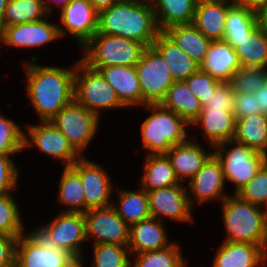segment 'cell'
Listing matches in <instances>:
<instances>
[{"instance_id":"cell-30","label":"cell","mask_w":267,"mask_h":267,"mask_svg":"<svg viewBox=\"0 0 267 267\" xmlns=\"http://www.w3.org/2000/svg\"><path fill=\"white\" fill-rule=\"evenodd\" d=\"M164 32L198 65L203 62L211 40L206 38L193 23L174 25Z\"/></svg>"},{"instance_id":"cell-16","label":"cell","mask_w":267,"mask_h":267,"mask_svg":"<svg viewBox=\"0 0 267 267\" xmlns=\"http://www.w3.org/2000/svg\"><path fill=\"white\" fill-rule=\"evenodd\" d=\"M60 14V37L68 33L81 48L97 33L99 13L88 0H71Z\"/></svg>"},{"instance_id":"cell-36","label":"cell","mask_w":267,"mask_h":267,"mask_svg":"<svg viewBox=\"0 0 267 267\" xmlns=\"http://www.w3.org/2000/svg\"><path fill=\"white\" fill-rule=\"evenodd\" d=\"M48 18L43 0H9L2 17V27L31 23Z\"/></svg>"},{"instance_id":"cell-29","label":"cell","mask_w":267,"mask_h":267,"mask_svg":"<svg viewBox=\"0 0 267 267\" xmlns=\"http://www.w3.org/2000/svg\"><path fill=\"white\" fill-rule=\"evenodd\" d=\"M233 140L265 155L267 153V115L237 118Z\"/></svg>"},{"instance_id":"cell-41","label":"cell","mask_w":267,"mask_h":267,"mask_svg":"<svg viewBox=\"0 0 267 267\" xmlns=\"http://www.w3.org/2000/svg\"><path fill=\"white\" fill-rule=\"evenodd\" d=\"M265 69L262 67H241L229 83L235 92L255 93L264 84Z\"/></svg>"},{"instance_id":"cell-6","label":"cell","mask_w":267,"mask_h":267,"mask_svg":"<svg viewBox=\"0 0 267 267\" xmlns=\"http://www.w3.org/2000/svg\"><path fill=\"white\" fill-rule=\"evenodd\" d=\"M76 62L74 100L100 118V110L126 108L102 74L81 59Z\"/></svg>"},{"instance_id":"cell-8","label":"cell","mask_w":267,"mask_h":267,"mask_svg":"<svg viewBox=\"0 0 267 267\" xmlns=\"http://www.w3.org/2000/svg\"><path fill=\"white\" fill-rule=\"evenodd\" d=\"M33 231L47 244L69 252L79 263L83 262L81 243L87 241L84 214L61 212L50 224L37 226Z\"/></svg>"},{"instance_id":"cell-37","label":"cell","mask_w":267,"mask_h":267,"mask_svg":"<svg viewBox=\"0 0 267 267\" xmlns=\"http://www.w3.org/2000/svg\"><path fill=\"white\" fill-rule=\"evenodd\" d=\"M179 245L172 243L170 246L135 254L131 267H185L186 262L181 255Z\"/></svg>"},{"instance_id":"cell-4","label":"cell","mask_w":267,"mask_h":267,"mask_svg":"<svg viewBox=\"0 0 267 267\" xmlns=\"http://www.w3.org/2000/svg\"><path fill=\"white\" fill-rule=\"evenodd\" d=\"M153 111L141 125V138L147 155L166 154L169 149L188 138L187 124L175 112L158 104H146L145 108Z\"/></svg>"},{"instance_id":"cell-38","label":"cell","mask_w":267,"mask_h":267,"mask_svg":"<svg viewBox=\"0 0 267 267\" xmlns=\"http://www.w3.org/2000/svg\"><path fill=\"white\" fill-rule=\"evenodd\" d=\"M128 245L94 244L91 267H131Z\"/></svg>"},{"instance_id":"cell-34","label":"cell","mask_w":267,"mask_h":267,"mask_svg":"<svg viewBox=\"0 0 267 267\" xmlns=\"http://www.w3.org/2000/svg\"><path fill=\"white\" fill-rule=\"evenodd\" d=\"M58 193L60 204L67 206V209L63 210V212L82 214L86 212L83 184L79 174L71 166H65L63 169Z\"/></svg>"},{"instance_id":"cell-48","label":"cell","mask_w":267,"mask_h":267,"mask_svg":"<svg viewBox=\"0 0 267 267\" xmlns=\"http://www.w3.org/2000/svg\"><path fill=\"white\" fill-rule=\"evenodd\" d=\"M258 109L260 114L267 115V89L263 85L256 92Z\"/></svg>"},{"instance_id":"cell-1","label":"cell","mask_w":267,"mask_h":267,"mask_svg":"<svg viewBox=\"0 0 267 267\" xmlns=\"http://www.w3.org/2000/svg\"><path fill=\"white\" fill-rule=\"evenodd\" d=\"M36 56L25 63L27 98L39 116V121H50L63 107L74 100L75 68L42 66ZM74 68V69H73Z\"/></svg>"},{"instance_id":"cell-26","label":"cell","mask_w":267,"mask_h":267,"mask_svg":"<svg viewBox=\"0 0 267 267\" xmlns=\"http://www.w3.org/2000/svg\"><path fill=\"white\" fill-rule=\"evenodd\" d=\"M151 46L167 64L174 81H185L200 69V65L190 58L164 31L158 33Z\"/></svg>"},{"instance_id":"cell-35","label":"cell","mask_w":267,"mask_h":267,"mask_svg":"<svg viewBox=\"0 0 267 267\" xmlns=\"http://www.w3.org/2000/svg\"><path fill=\"white\" fill-rule=\"evenodd\" d=\"M119 192L118 204L113 203V207L129 226L151 217L145 189L141 188L138 192L132 190H120Z\"/></svg>"},{"instance_id":"cell-2","label":"cell","mask_w":267,"mask_h":267,"mask_svg":"<svg viewBox=\"0 0 267 267\" xmlns=\"http://www.w3.org/2000/svg\"><path fill=\"white\" fill-rule=\"evenodd\" d=\"M159 32L149 0H120L99 12L97 33L124 37L150 47Z\"/></svg>"},{"instance_id":"cell-19","label":"cell","mask_w":267,"mask_h":267,"mask_svg":"<svg viewBox=\"0 0 267 267\" xmlns=\"http://www.w3.org/2000/svg\"><path fill=\"white\" fill-rule=\"evenodd\" d=\"M234 0H198L192 23L211 41L223 40L228 9Z\"/></svg>"},{"instance_id":"cell-43","label":"cell","mask_w":267,"mask_h":267,"mask_svg":"<svg viewBox=\"0 0 267 267\" xmlns=\"http://www.w3.org/2000/svg\"><path fill=\"white\" fill-rule=\"evenodd\" d=\"M185 83L192 93L200 100L201 105L204 106L208 102L212 93H215L216 87L221 82L199 69L197 72L190 75L185 80Z\"/></svg>"},{"instance_id":"cell-21","label":"cell","mask_w":267,"mask_h":267,"mask_svg":"<svg viewBox=\"0 0 267 267\" xmlns=\"http://www.w3.org/2000/svg\"><path fill=\"white\" fill-rule=\"evenodd\" d=\"M213 154L204 150L196 140L187 139L184 143L172 146L166 153L180 183L190 180Z\"/></svg>"},{"instance_id":"cell-9","label":"cell","mask_w":267,"mask_h":267,"mask_svg":"<svg viewBox=\"0 0 267 267\" xmlns=\"http://www.w3.org/2000/svg\"><path fill=\"white\" fill-rule=\"evenodd\" d=\"M69 253L43 241L33 230L18 237L14 267H77Z\"/></svg>"},{"instance_id":"cell-52","label":"cell","mask_w":267,"mask_h":267,"mask_svg":"<svg viewBox=\"0 0 267 267\" xmlns=\"http://www.w3.org/2000/svg\"><path fill=\"white\" fill-rule=\"evenodd\" d=\"M70 1L71 0H43V5L48 15H50L53 8L50 4L56 3L57 6L59 5L61 7L60 10H62Z\"/></svg>"},{"instance_id":"cell-3","label":"cell","mask_w":267,"mask_h":267,"mask_svg":"<svg viewBox=\"0 0 267 267\" xmlns=\"http://www.w3.org/2000/svg\"><path fill=\"white\" fill-rule=\"evenodd\" d=\"M221 204L227 233L224 241L254 243L267 251V226L263 209L236 194L229 195Z\"/></svg>"},{"instance_id":"cell-54","label":"cell","mask_w":267,"mask_h":267,"mask_svg":"<svg viewBox=\"0 0 267 267\" xmlns=\"http://www.w3.org/2000/svg\"><path fill=\"white\" fill-rule=\"evenodd\" d=\"M265 207V209L263 210V214H264V219H265V223H266V226H267V202L265 203V205L263 206Z\"/></svg>"},{"instance_id":"cell-13","label":"cell","mask_w":267,"mask_h":267,"mask_svg":"<svg viewBox=\"0 0 267 267\" xmlns=\"http://www.w3.org/2000/svg\"><path fill=\"white\" fill-rule=\"evenodd\" d=\"M39 124L27 125V134L24 133V148L33 144L46 155L60 162L63 161L65 166H71L82 157L51 121H40Z\"/></svg>"},{"instance_id":"cell-32","label":"cell","mask_w":267,"mask_h":267,"mask_svg":"<svg viewBox=\"0 0 267 267\" xmlns=\"http://www.w3.org/2000/svg\"><path fill=\"white\" fill-rule=\"evenodd\" d=\"M225 22L223 40L233 48L257 27L255 10L237 3L228 9Z\"/></svg>"},{"instance_id":"cell-24","label":"cell","mask_w":267,"mask_h":267,"mask_svg":"<svg viewBox=\"0 0 267 267\" xmlns=\"http://www.w3.org/2000/svg\"><path fill=\"white\" fill-rule=\"evenodd\" d=\"M236 116L233 111L225 109H202L199 117L191 126L202 127L203 136L209 142L210 147L232 141L236 129Z\"/></svg>"},{"instance_id":"cell-39","label":"cell","mask_w":267,"mask_h":267,"mask_svg":"<svg viewBox=\"0 0 267 267\" xmlns=\"http://www.w3.org/2000/svg\"><path fill=\"white\" fill-rule=\"evenodd\" d=\"M19 207L11 194L0 195V233L18 238L24 234Z\"/></svg>"},{"instance_id":"cell-51","label":"cell","mask_w":267,"mask_h":267,"mask_svg":"<svg viewBox=\"0 0 267 267\" xmlns=\"http://www.w3.org/2000/svg\"><path fill=\"white\" fill-rule=\"evenodd\" d=\"M235 3L257 10L260 6L267 3V0H234Z\"/></svg>"},{"instance_id":"cell-27","label":"cell","mask_w":267,"mask_h":267,"mask_svg":"<svg viewBox=\"0 0 267 267\" xmlns=\"http://www.w3.org/2000/svg\"><path fill=\"white\" fill-rule=\"evenodd\" d=\"M159 104L175 112L190 126L203 109L200 100L188 88L185 81H175Z\"/></svg>"},{"instance_id":"cell-14","label":"cell","mask_w":267,"mask_h":267,"mask_svg":"<svg viewBox=\"0 0 267 267\" xmlns=\"http://www.w3.org/2000/svg\"><path fill=\"white\" fill-rule=\"evenodd\" d=\"M71 167L79 174L83 184L86 212L89 209L105 208L113 205L111 196L114 188L111 178L101 165L82 156Z\"/></svg>"},{"instance_id":"cell-44","label":"cell","mask_w":267,"mask_h":267,"mask_svg":"<svg viewBox=\"0 0 267 267\" xmlns=\"http://www.w3.org/2000/svg\"><path fill=\"white\" fill-rule=\"evenodd\" d=\"M12 155H0V195L11 194L18 183V168Z\"/></svg>"},{"instance_id":"cell-47","label":"cell","mask_w":267,"mask_h":267,"mask_svg":"<svg viewBox=\"0 0 267 267\" xmlns=\"http://www.w3.org/2000/svg\"><path fill=\"white\" fill-rule=\"evenodd\" d=\"M16 237L0 233V267H14Z\"/></svg>"},{"instance_id":"cell-50","label":"cell","mask_w":267,"mask_h":267,"mask_svg":"<svg viewBox=\"0 0 267 267\" xmlns=\"http://www.w3.org/2000/svg\"><path fill=\"white\" fill-rule=\"evenodd\" d=\"M94 9L99 13L102 10L108 9L112 5H114L116 2L120 0H88Z\"/></svg>"},{"instance_id":"cell-56","label":"cell","mask_w":267,"mask_h":267,"mask_svg":"<svg viewBox=\"0 0 267 267\" xmlns=\"http://www.w3.org/2000/svg\"><path fill=\"white\" fill-rule=\"evenodd\" d=\"M265 162L267 164V153L265 154Z\"/></svg>"},{"instance_id":"cell-7","label":"cell","mask_w":267,"mask_h":267,"mask_svg":"<svg viewBox=\"0 0 267 267\" xmlns=\"http://www.w3.org/2000/svg\"><path fill=\"white\" fill-rule=\"evenodd\" d=\"M225 145H231L229 150H225L227 147ZM214 148L212 152L221 163L225 181L235 184L234 194L244 187L266 163L265 155L234 140L221 143Z\"/></svg>"},{"instance_id":"cell-22","label":"cell","mask_w":267,"mask_h":267,"mask_svg":"<svg viewBox=\"0 0 267 267\" xmlns=\"http://www.w3.org/2000/svg\"><path fill=\"white\" fill-rule=\"evenodd\" d=\"M98 70L113 87L119 100L126 107L146 105L142 99L139 80L135 66H108L92 68Z\"/></svg>"},{"instance_id":"cell-15","label":"cell","mask_w":267,"mask_h":267,"mask_svg":"<svg viewBox=\"0 0 267 267\" xmlns=\"http://www.w3.org/2000/svg\"><path fill=\"white\" fill-rule=\"evenodd\" d=\"M184 183L147 191L151 217L160 216L181 222H194L192 206Z\"/></svg>"},{"instance_id":"cell-5","label":"cell","mask_w":267,"mask_h":267,"mask_svg":"<svg viewBox=\"0 0 267 267\" xmlns=\"http://www.w3.org/2000/svg\"><path fill=\"white\" fill-rule=\"evenodd\" d=\"M146 47L120 36L96 33L83 47L81 60L90 68L135 66Z\"/></svg>"},{"instance_id":"cell-46","label":"cell","mask_w":267,"mask_h":267,"mask_svg":"<svg viewBox=\"0 0 267 267\" xmlns=\"http://www.w3.org/2000/svg\"><path fill=\"white\" fill-rule=\"evenodd\" d=\"M233 112L236 119L248 115L260 114L256 94L236 92L233 103Z\"/></svg>"},{"instance_id":"cell-45","label":"cell","mask_w":267,"mask_h":267,"mask_svg":"<svg viewBox=\"0 0 267 267\" xmlns=\"http://www.w3.org/2000/svg\"><path fill=\"white\" fill-rule=\"evenodd\" d=\"M236 92L229 82H221L212 93L203 109H225L233 111V103Z\"/></svg>"},{"instance_id":"cell-55","label":"cell","mask_w":267,"mask_h":267,"mask_svg":"<svg viewBox=\"0 0 267 267\" xmlns=\"http://www.w3.org/2000/svg\"><path fill=\"white\" fill-rule=\"evenodd\" d=\"M266 89H267V67L265 68V75H264V84H263Z\"/></svg>"},{"instance_id":"cell-23","label":"cell","mask_w":267,"mask_h":267,"mask_svg":"<svg viewBox=\"0 0 267 267\" xmlns=\"http://www.w3.org/2000/svg\"><path fill=\"white\" fill-rule=\"evenodd\" d=\"M242 67L234 48L224 40L211 41L200 70L219 82H229Z\"/></svg>"},{"instance_id":"cell-10","label":"cell","mask_w":267,"mask_h":267,"mask_svg":"<svg viewBox=\"0 0 267 267\" xmlns=\"http://www.w3.org/2000/svg\"><path fill=\"white\" fill-rule=\"evenodd\" d=\"M54 126L66 136L72 147L82 152L93 139L99 124V117L88 111L75 100L63 107L51 120Z\"/></svg>"},{"instance_id":"cell-17","label":"cell","mask_w":267,"mask_h":267,"mask_svg":"<svg viewBox=\"0 0 267 267\" xmlns=\"http://www.w3.org/2000/svg\"><path fill=\"white\" fill-rule=\"evenodd\" d=\"M62 38L56 24L45 19L0 28V43L8 47L36 48Z\"/></svg>"},{"instance_id":"cell-25","label":"cell","mask_w":267,"mask_h":267,"mask_svg":"<svg viewBox=\"0 0 267 267\" xmlns=\"http://www.w3.org/2000/svg\"><path fill=\"white\" fill-rule=\"evenodd\" d=\"M164 223L160 219L150 217L132 224L129 230L128 249L130 253L140 254L166 248L169 242Z\"/></svg>"},{"instance_id":"cell-57","label":"cell","mask_w":267,"mask_h":267,"mask_svg":"<svg viewBox=\"0 0 267 267\" xmlns=\"http://www.w3.org/2000/svg\"><path fill=\"white\" fill-rule=\"evenodd\" d=\"M77 267H83V263H79Z\"/></svg>"},{"instance_id":"cell-18","label":"cell","mask_w":267,"mask_h":267,"mask_svg":"<svg viewBox=\"0 0 267 267\" xmlns=\"http://www.w3.org/2000/svg\"><path fill=\"white\" fill-rule=\"evenodd\" d=\"M225 183L221 163L212 154L203 164L202 168L187 183V187L190 188L188 190L193 194L188 193L191 206L193 207V203L195 202L193 198L194 200L196 199L198 204L211 201V199H219L222 202L229 196L224 193Z\"/></svg>"},{"instance_id":"cell-12","label":"cell","mask_w":267,"mask_h":267,"mask_svg":"<svg viewBox=\"0 0 267 267\" xmlns=\"http://www.w3.org/2000/svg\"><path fill=\"white\" fill-rule=\"evenodd\" d=\"M86 238L93 244L128 245L130 226L118 215L113 205L89 209L84 213Z\"/></svg>"},{"instance_id":"cell-31","label":"cell","mask_w":267,"mask_h":267,"mask_svg":"<svg viewBox=\"0 0 267 267\" xmlns=\"http://www.w3.org/2000/svg\"><path fill=\"white\" fill-rule=\"evenodd\" d=\"M142 177V187L146 191L180 184L166 154L147 155Z\"/></svg>"},{"instance_id":"cell-20","label":"cell","mask_w":267,"mask_h":267,"mask_svg":"<svg viewBox=\"0 0 267 267\" xmlns=\"http://www.w3.org/2000/svg\"><path fill=\"white\" fill-rule=\"evenodd\" d=\"M267 261V251L254 243L223 241L212 267H260Z\"/></svg>"},{"instance_id":"cell-40","label":"cell","mask_w":267,"mask_h":267,"mask_svg":"<svg viewBox=\"0 0 267 267\" xmlns=\"http://www.w3.org/2000/svg\"><path fill=\"white\" fill-rule=\"evenodd\" d=\"M24 148V132L18 124L0 113V155H13Z\"/></svg>"},{"instance_id":"cell-33","label":"cell","mask_w":267,"mask_h":267,"mask_svg":"<svg viewBox=\"0 0 267 267\" xmlns=\"http://www.w3.org/2000/svg\"><path fill=\"white\" fill-rule=\"evenodd\" d=\"M242 67H267V34L258 26L234 47Z\"/></svg>"},{"instance_id":"cell-42","label":"cell","mask_w":267,"mask_h":267,"mask_svg":"<svg viewBox=\"0 0 267 267\" xmlns=\"http://www.w3.org/2000/svg\"><path fill=\"white\" fill-rule=\"evenodd\" d=\"M241 199L256 206H264L267 202V164L265 163L257 174L237 193Z\"/></svg>"},{"instance_id":"cell-53","label":"cell","mask_w":267,"mask_h":267,"mask_svg":"<svg viewBox=\"0 0 267 267\" xmlns=\"http://www.w3.org/2000/svg\"><path fill=\"white\" fill-rule=\"evenodd\" d=\"M9 0H0V28L2 27V17L4 14L5 6Z\"/></svg>"},{"instance_id":"cell-49","label":"cell","mask_w":267,"mask_h":267,"mask_svg":"<svg viewBox=\"0 0 267 267\" xmlns=\"http://www.w3.org/2000/svg\"><path fill=\"white\" fill-rule=\"evenodd\" d=\"M255 13L257 26L267 34V3L260 6Z\"/></svg>"},{"instance_id":"cell-11","label":"cell","mask_w":267,"mask_h":267,"mask_svg":"<svg viewBox=\"0 0 267 267\" xmlns=\"http://www.w3.org/2000/svg\"><path fill=\"white\" fill-rule=\"evenodd\" d=\"M141 96L147 104H158L175 82L167 64L152 47H146L135 65Z\"/></svg>"},{"instance_id":"cell-28","label":"cell","mask_w":267,"mask_h":267,"mask_svg":"<svg viewBox=\"0 0 267 267\" xmlns=\"http://www.w3.org/2000/svg\"><path fill=\"white\" fill-rule=\"evenodd\" d=\"M197 1L149 0L159 31H164L174 25L192 23Z\"/></svg>"}]
</instances>
